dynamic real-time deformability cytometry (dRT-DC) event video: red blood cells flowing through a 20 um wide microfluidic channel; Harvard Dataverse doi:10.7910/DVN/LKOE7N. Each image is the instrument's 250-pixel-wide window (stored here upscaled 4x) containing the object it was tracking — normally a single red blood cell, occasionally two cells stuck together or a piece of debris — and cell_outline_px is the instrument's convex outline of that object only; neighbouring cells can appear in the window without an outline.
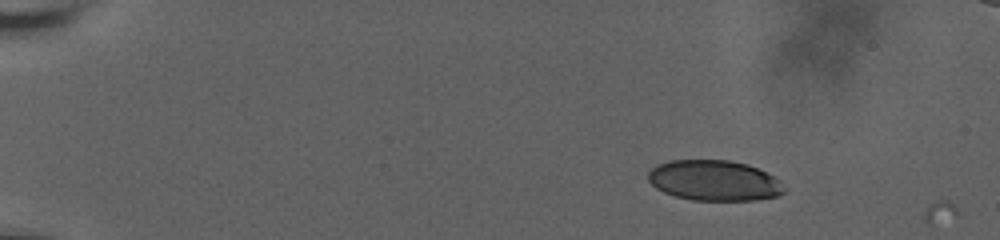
{"species": "human", "species_latin": "Homo sapiens", "temperature_condition": "room temperature", "stored_images_in_passage": 3, "camera_frame_rate_fps": 3000, "um_per_image_px": 0.085, "donor": {"sex": "male"}, "frame": {"image": 1, "passage_image": 1, "time_ms": 0.0, "image_size_px": [1000, 240], "cell_outline_px": [[784, 192], [776, 196], [756, 200], [692, 200], [676, 196], [664, 192], [656, 188], [648, 180], [648, 172], [656, 164], [668, 160], [728, 160], [748, 164], [780, 180], [784, 188]], "centroid_in_image_um": [60.67, 15.34], "position_along_channel_um": 24.3, "area_um2": 32.02}}